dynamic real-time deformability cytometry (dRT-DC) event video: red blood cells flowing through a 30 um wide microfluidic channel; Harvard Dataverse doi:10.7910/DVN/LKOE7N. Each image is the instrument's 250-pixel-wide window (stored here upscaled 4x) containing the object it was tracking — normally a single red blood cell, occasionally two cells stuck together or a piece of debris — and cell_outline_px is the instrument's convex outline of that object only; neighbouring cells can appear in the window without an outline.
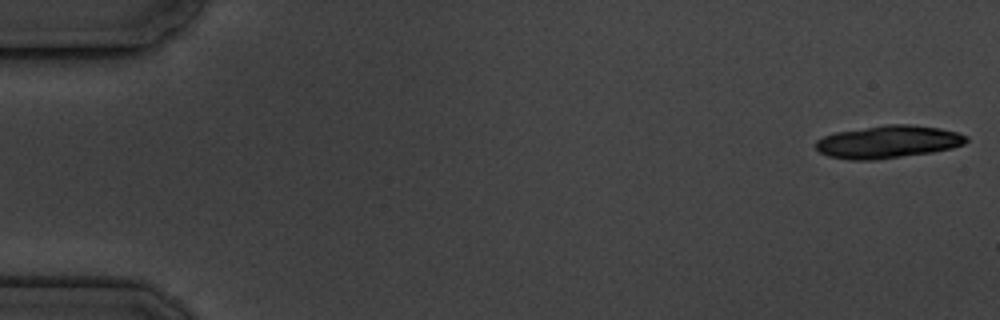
{"species": "common noctule bat (a hibernating species)", "species_latin": "Nyctalus noctula", "temperature_condition": "cold", "stored_images_in_passage": 5, "camera_frame_rate_fps": 3000, "um_per_image_px": 0.085, "animal": {"sex": "male", "body_mass_g": 19.5, "forearm_length_mm": 54.6}, "frame": {"image": 1, "passage_image": 1, "time_ms": 0.0, "image_size_px": [1000, 320], "cell_outline_px": [[968, 140], [964, 144], [952, 148], [932, 152], [876, 160], [852, 160], [828, 156], [820, 152], [816, 148], [816, 140], [824, 136], [836, 132], [888, 124], [908, 124], [940, 128], [956, 132], [968, 136]], "centroid_in_image_um": [75.49, 12.06], "position_along_channel_um": 9.5, "area_um2": 28.55}}